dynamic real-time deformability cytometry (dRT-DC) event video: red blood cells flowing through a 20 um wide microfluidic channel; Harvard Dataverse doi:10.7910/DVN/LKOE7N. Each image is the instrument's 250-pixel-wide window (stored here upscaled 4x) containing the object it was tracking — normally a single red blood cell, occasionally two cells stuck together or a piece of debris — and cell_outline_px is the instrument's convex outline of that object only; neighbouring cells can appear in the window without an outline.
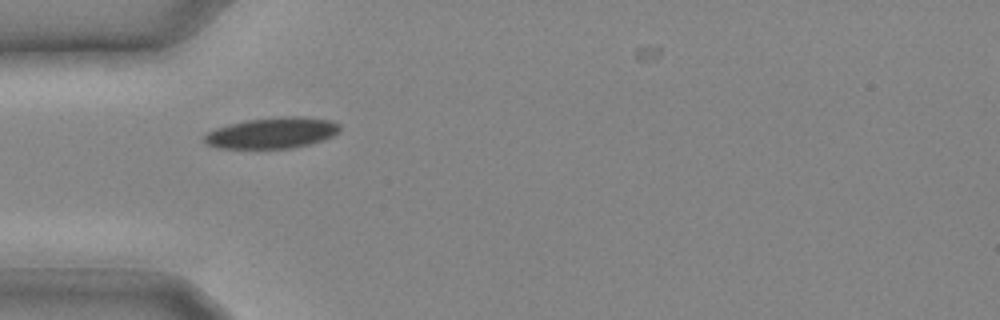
{"species": "common noctule bat (a hibernating species)", "species_latin": "Nyctalus noctula", "temperature_condition": "cold", "stored_images_in_passage": 13, "camera_frame_rate_fps": 3000, "um_per_image_px": 0.085, "animal": {"sex": "male", "body_mass_g": 20.4}, "frame": {"image": 1, "passage_image": 1, "time_ms": 0.0, "image_size_px": [1000, 320], "cell_outline_px": [[340, 132], [332, 136], [308, 144], [292, 148], [216, 148], [208, 144], [204, 140], [204, 136], [208, 132], [216, 128], [228, 124], [244, 120], [280, 116], [304, 116], [332, 120], [340, 124]], "centroid_in_image_um": [23.15, 11.28], "position_along_channel_um": 61.9, "area_um2": 24.57}}
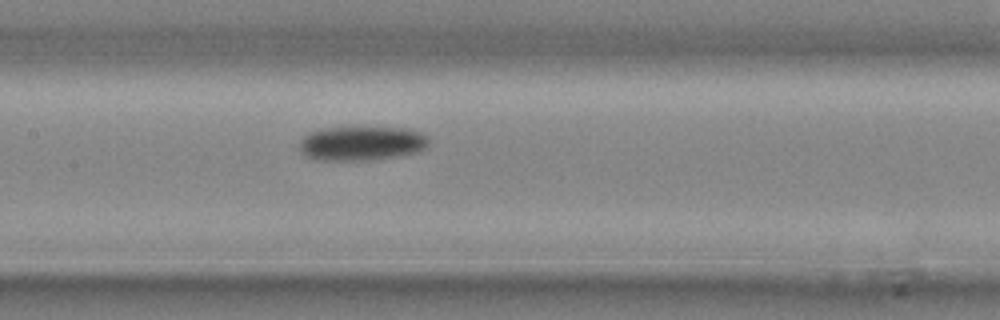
{"frame": {"image": 2, "passage_image": 6, "time_ms": 1.667, "image_size_px": [1000, 320], "cell_outline_px": [[428, 148], [420, 152], [400, 156], [372, 160], [320, 160], [304, 156], [300, 148], [300, 140], [304, 136], [312, 132], [324, 128], [408, 128], [420, 132], [428, 136]], "centroid_in_image_um": [30.8, 12.2], "position_along_channel_um": 176.6, "area_um2": 25.95}}
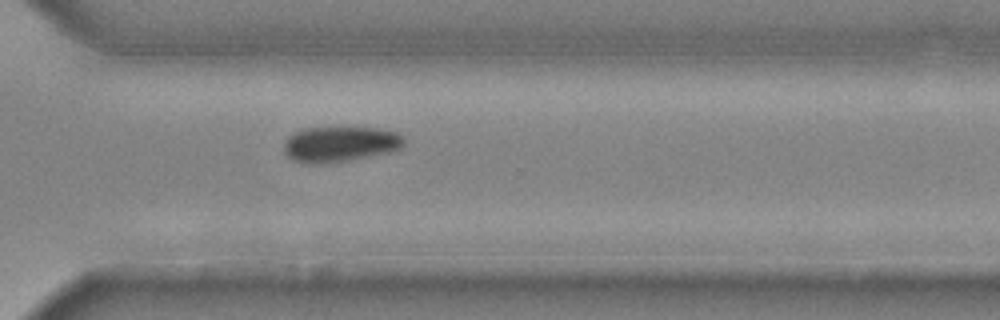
{"frame": {"image": 3, "passage_image": 13, "time_ms": 4.0, "image_size_px": [1000, 320], "cell_outline_px": [[404, 144], [400, 148], [392, 152], [328, 164], [308, 164], [292, 160], [284, 152], [284, 144], [288, 136], [296, 132], [308, 128], [376, 128], [396, 132], [404, 140]], "centroid_in_image_um": [28.89, 12.28], "position_along_channel_um": 341.7, "area_um2": 24.8}}